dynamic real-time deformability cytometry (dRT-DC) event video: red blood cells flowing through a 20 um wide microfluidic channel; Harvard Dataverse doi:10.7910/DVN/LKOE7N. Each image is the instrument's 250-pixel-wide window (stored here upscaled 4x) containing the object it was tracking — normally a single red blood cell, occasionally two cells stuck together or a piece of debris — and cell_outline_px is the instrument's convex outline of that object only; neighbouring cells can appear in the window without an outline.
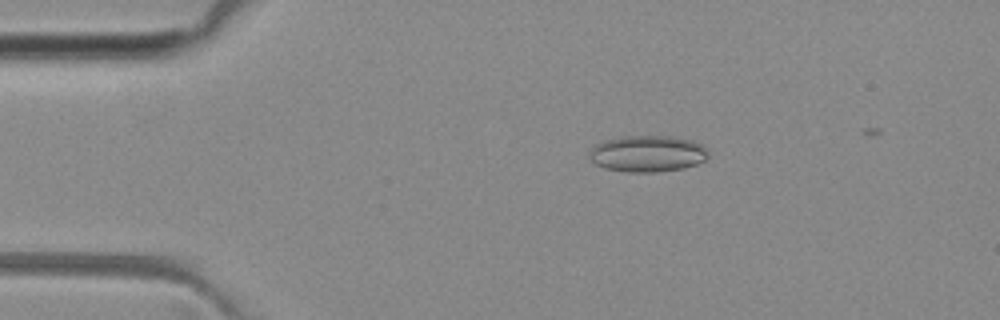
{"species": "common noctule bat (a hibernating species)", "species_latin": "Nyctalus noctula", "temperature_condition": "room temperature", "stored_images_in_passage": 51, "camera_frame_rate_fps": 3000, "um_per_image_px": 0.085, "animal": {"sex": "female", "body_mass_g": 29.2, "forearm_length_mm": 56.3}, "frame": {"image": 1, "passage_image": 10, "time_ms": 3.0, "image_size_px": [1000, 320], "cell_outline_px": [[708, 156], [704, 160], [696, 164], [680, 168], [656, 172], [628, 172], [604, 168], [596, 164], [588, 156], [588, 152], [596, 144], [608, 140], [624, 136], [668, 136], [692, 140], [700, 144], [708, 152]], "centroid_in_image_um": [55.02, 13.06], "position_along_channel_um": 30.0, "area_um2": 24.97}}
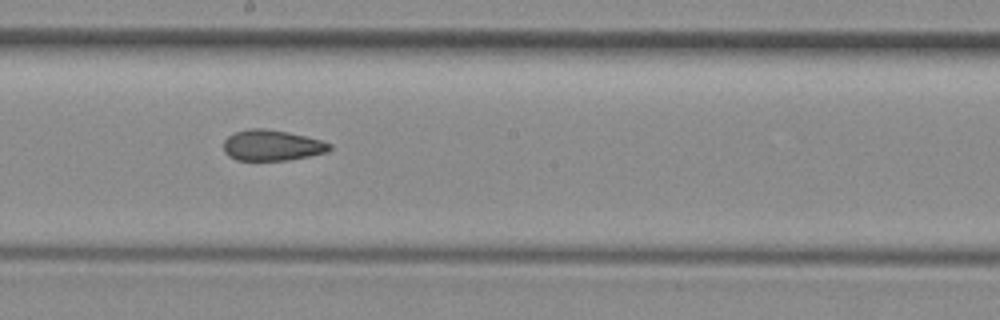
{"frame": {"image": 2, "passage_image": 28, "time_ms": 9.0, "image_size_px": [1000, 320], "cell_outline_px": [[332, 148], [328, 152], [288, 160], [236, 160], [228, 156], [224, 152], [224, 140], [228, 136], [236, 132], [252, 128], [264, 128], [288, 132], [320, 140], [332, 144]], "centroid_in_image_um": [23.11, 12.36], "position_along_channel_um": 225.1, "area_um2": 18.96}}
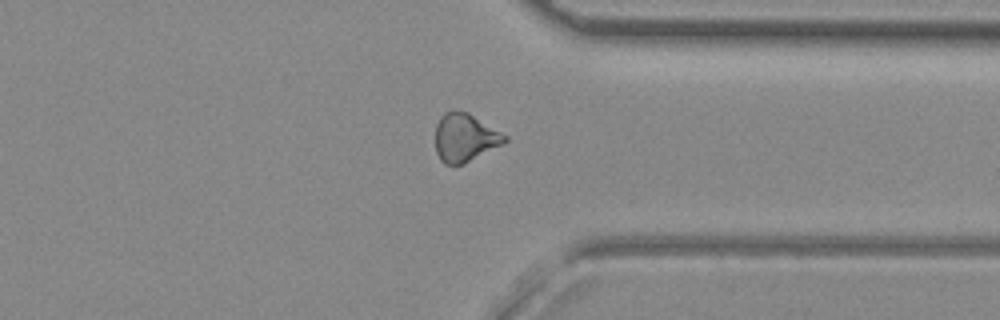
{"frame": {"image": 3, "passage_image": 39, "time_ms": 12.667, "image_size_px": [1000, 320], "cell_outline_px": [[508, 140], [464, 164], [444, 164], [440, 160], [436, 152], [436, 124], [440, 116], [444, 112], [468, 112], [508, 136]], "centroid_in_image_um": [39.5, 11.7], "position_along_channel_um": 371.9, "area_um2": 19.19}, "authors_computed_cell_mechanics": {"area_um2": 20.2878, "velocity_mm_per_s": 4.0971, "shape_relaxation_time_tau1_ms": null, "shape_relaxation_time_tau2_ms": 2.2878, "deformation_change_tau1": null, "deformation_change_tau2": 0.0937}}